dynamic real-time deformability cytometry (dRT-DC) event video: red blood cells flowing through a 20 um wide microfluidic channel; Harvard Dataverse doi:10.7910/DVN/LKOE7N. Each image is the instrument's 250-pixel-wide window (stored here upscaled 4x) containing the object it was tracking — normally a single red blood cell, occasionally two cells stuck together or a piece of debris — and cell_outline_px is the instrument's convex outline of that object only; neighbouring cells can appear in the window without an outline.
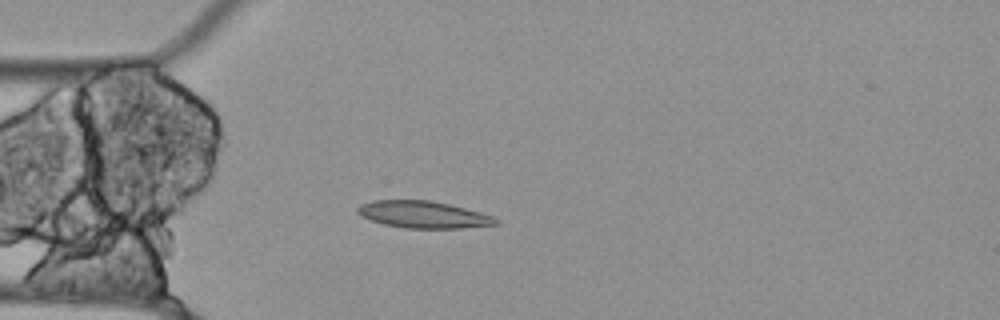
{"species": "Egyptian fruit bat (a non-hibernating species)", "species_latin": "Rousettus aegyptiacus", "temperature_condition": "cold", "stored_images_in_passage": 56, "camera_frame_rate_fps": 3000, "um_per_image_px": 0.085, "animal": {"sex": "female"}, "frame": {"image": 1, "passage_image": 15, "time_ms": 4.667, "image_size_px": [1000, 320], "cell_outline_px": [[500, 220], [496, 224], [460, 228], [404, 228], [384, 224], [360, 216], [356, 212], [356, 208], [360, 204], [372, 200], [432, 200], [480, 212], [492, 216]], "centroid_in_image_um": [35.93, 18.23], "position_along_channel_um": 49.1, "area_um2": 21.68}}
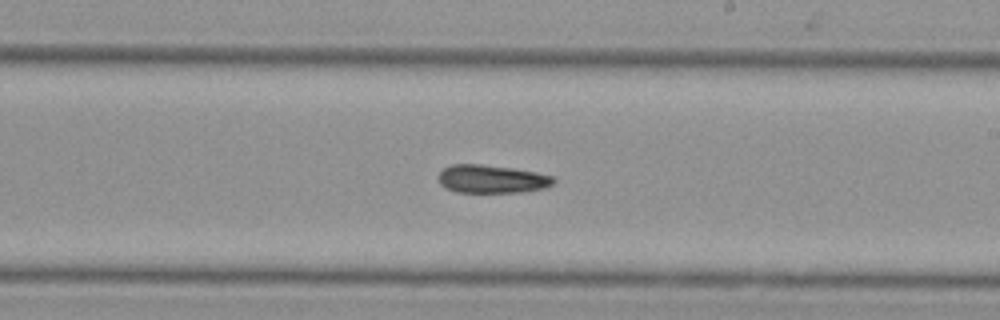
{"frame": {"image": 2, "passage_image": 32, "time_ms": 10.333, "image_size_px": [1000, 320], "cell_outline_px": [[556, 180], [552, 184], [544, 188], [520, 192], [456, 192], [440, 184], [440, 172], [444, 168], [452, 164], [480, 164], [512, 168], [536, 172], [552, 176]], "centroid_in_image_um": [41.81, 15.21], "position_along_channel_um": 247.2, "area_um2": 18.67}}
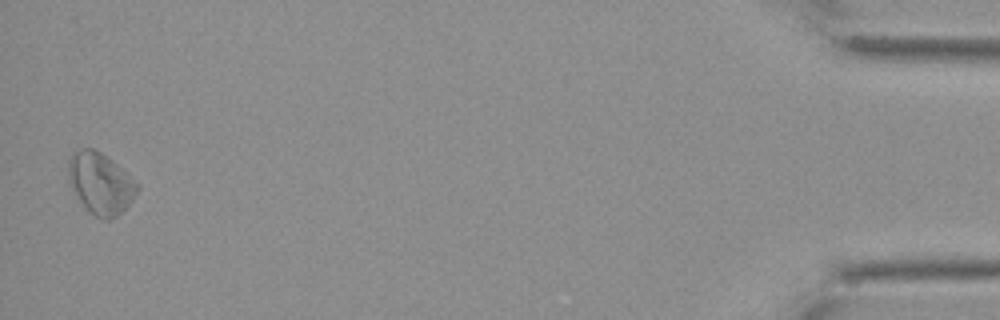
{"frame": {"image": 3, "passage_image": 55, "time_ms": 18.0, "image_size_px": [1000, 320], "cell_outline_px": [[140, 188], [132, 200], [116, 216], [108, 220], [100, 220], [72, 192], [68, 184], [68, 160], [72, 152], [84, 148], [92, 148], [100, 152], [112, 160], [136, 180], [140, 184]], "centroid_in_image_um": [8.53, 15.56], "position_along_channel_um": 426.7, "area_um2": 24.68}}